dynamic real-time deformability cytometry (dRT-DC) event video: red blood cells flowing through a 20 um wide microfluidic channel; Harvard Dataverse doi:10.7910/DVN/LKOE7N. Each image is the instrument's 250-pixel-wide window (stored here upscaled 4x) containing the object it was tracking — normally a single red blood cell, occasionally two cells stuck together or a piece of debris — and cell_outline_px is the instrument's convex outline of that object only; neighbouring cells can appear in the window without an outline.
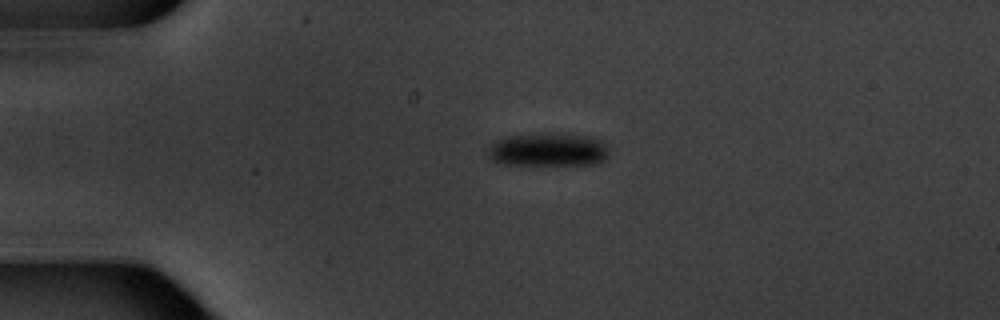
{"species": "common noctule bat (a hibernating species)", "species_latin": "Nyctalus noctula", "temperature_condition": "warm", "stored_images_in_passage": 2, "camera_frame_rate_fps": 3000, "um_per_image_px": 0.085, "animal": {"sex": "male", "body_mass_g": 20.1, "forearm_length_mm": 53.5}, "frame": {"image": 1, "passage_image": 1, "time_ms": 0.0, "image_size_px": [1000, 320], "cell_outline_px": [[608, 156], [604, 160], [596, 164], [556, 168], [540, 168], [500, 164], [488, 160], [488, 148], [496, 140], [508, 136], [540, 132], [572, 132], [588, 136], [600, 140], [604, 144], [608, 152]], "centroid_in_image_um": [46.57, 12.78], "position_along_channel_um": 38.4, "area_um2": 25.72}}